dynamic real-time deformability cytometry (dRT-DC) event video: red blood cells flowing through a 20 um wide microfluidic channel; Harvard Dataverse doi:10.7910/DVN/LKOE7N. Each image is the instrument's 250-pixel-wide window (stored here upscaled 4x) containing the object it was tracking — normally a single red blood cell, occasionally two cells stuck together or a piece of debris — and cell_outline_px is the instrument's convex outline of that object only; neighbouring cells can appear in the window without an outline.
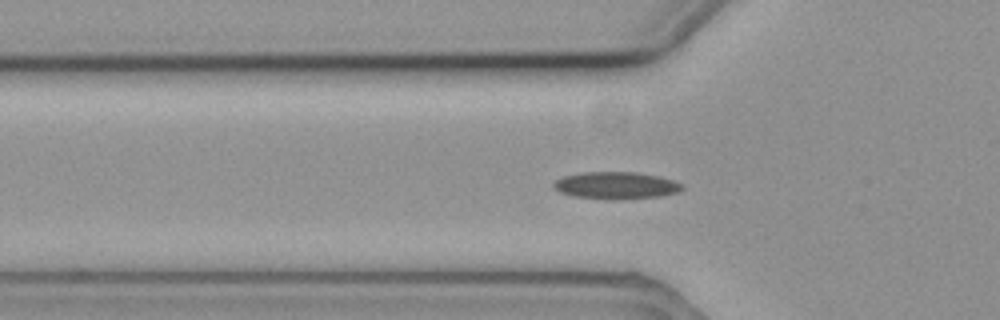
{"species": "common noctule bat (a hibernating species)", "species_latin": "Nyctalus noctula", "temperature_condition": "cold", "stored_images_in_passage": 57, "camera_frame_rate_fps": 3000, "um_per_image_px": 0.085, "animal": {"sex": "female", "body_mass_g": 19.3, "forearm_length_mm": 54.1}, "frame": {"image": 1, "passage_image": 18, "time_ms": 5.667, "image_size_px": [1000, 320], "cell_outline_px": [[684, 188], [680, 192], [660, 196], [620, 200], [608, 200], [572, 196], [560, 192], [552, 184], [556, 180], [564, 176], [584, 172], [636, 172], [660, 176], [672, 180], [680, 184]], "centroid_in_image_um": [52.38, 15.77], "position_along_channel_um": 73.4, "area_um2": 20.46}}
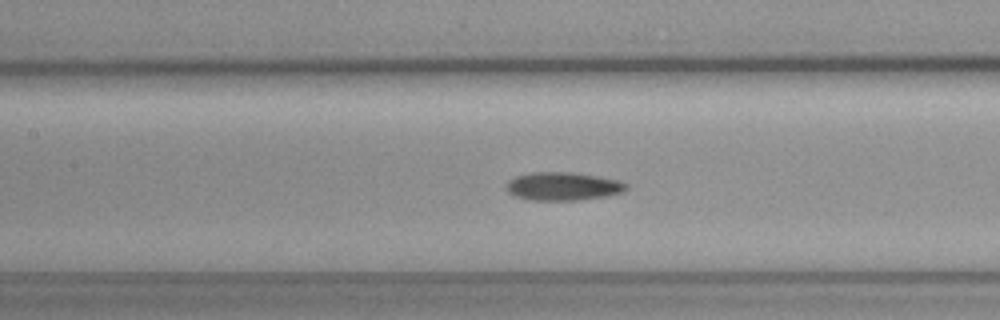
{"frame": {"image": 2, "passage_image": 25, "time_ms": 8.0, "image_size_px": [1000, 320], "cell_outline_px": [[628, 188], [624, 192], [608, 196], [580, 200], [528, 200], [512, 196], [508, 192], [508, 180], [516, 176], [532, 172], [572, 172], [620, 180], [628, 184]], "centroid_in_image_um": [47.88, 15.84], "position_along_channel_um": 159.5, "area_um2": 19.94}}
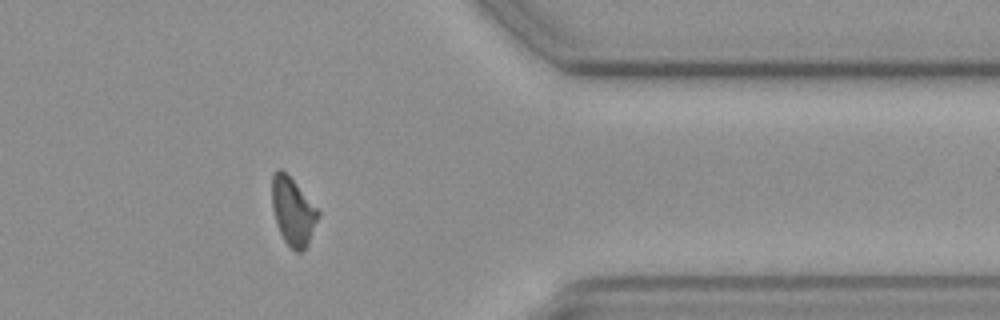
{"frame": {"image": 3, "passage_image": 45, "time_ms": 14.667, "image_size_px": [1000, 320], "cell_outline_px": [[320, 216], [308, 244], [300, 252], [296, 252], [284, 240], [276, 224], [272, 208], [272, 172], [276, 168], [280, 168], [296, 184], [320, 212]], "centroid_in_image_um": [24.89, 17.97], "position_along_channel_um": 386.5, "area_um2": 18.09}}